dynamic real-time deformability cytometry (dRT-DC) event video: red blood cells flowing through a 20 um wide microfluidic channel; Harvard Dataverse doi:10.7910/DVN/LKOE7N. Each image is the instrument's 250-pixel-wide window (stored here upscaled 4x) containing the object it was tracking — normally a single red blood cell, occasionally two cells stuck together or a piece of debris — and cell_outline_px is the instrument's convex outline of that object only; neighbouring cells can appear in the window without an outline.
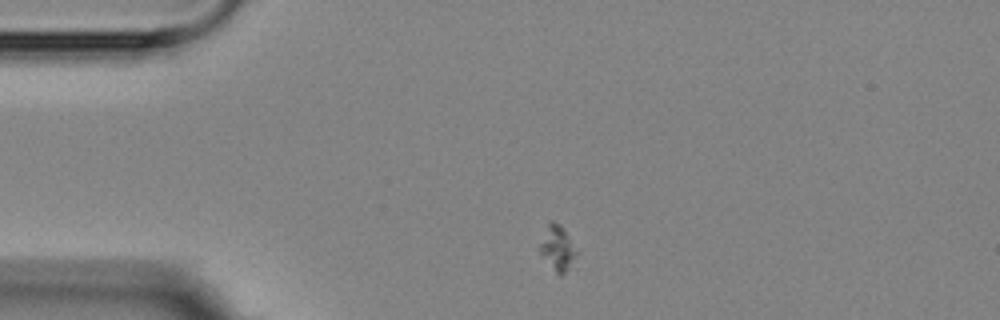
{"species": "Egyptian fruit bat (a non-hibernating species)", "species_latin": "Rousettus aegyptiacus", "temperature_condition": "room temperature", "stored_images_in_passage": 2, "camera_frame_rate_fps": 3000, "um_per_image_px": 0.085, "animal": {"sex": "female"}, "frame": {"image": 1, "passage_image": 1, "time_ms": 0.0, "image_size_px": [1000, 320], "cell_outline_px": [[580, 252], [576, 268], [560, 276], [556, 276], [540, 252], [540, 244], [548, 224], [552, 220], [560, 224]], "centroid_in_image_um": [47.51, 21.22], "position_along_channel_um": 37.5, "area_um2": 10.29}}